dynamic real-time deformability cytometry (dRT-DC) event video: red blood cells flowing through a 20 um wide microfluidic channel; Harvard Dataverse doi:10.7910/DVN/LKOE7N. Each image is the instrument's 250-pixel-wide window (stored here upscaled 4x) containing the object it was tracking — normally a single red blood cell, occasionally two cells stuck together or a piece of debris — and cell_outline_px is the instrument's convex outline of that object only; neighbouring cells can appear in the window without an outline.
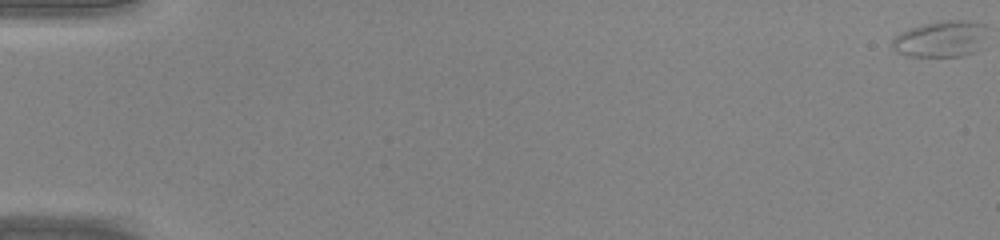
{"species": "common noctule bat (a hibernating species)", "species_latin": "Nyctalus noctula", "temperature_condition": "warm", "stored_images_in_passage": 17, "camera_frame_rate_fps": 3000, "um_per_image_px": 0.085, "animal": {"sex": "male", "body_mass_g": 20.0, "forearm_length_mm": 53.3}, "frame": {"image": 1, "passage_image": 1, "time_ms": 0.0, "image_size_px": [1000, 240], "cell_outline_px": [[984, 48], [964, 56], [908, 56], [896, 52], [892, 48], [892, 40], [900, 32], [908, 28], [924, 24], [944, 20], [964, 20], [984, 24]], "centroid_in_image_um": [79.97, 3.32], "position_along_channel_um": 5.0, "area_um2": 20.23}}
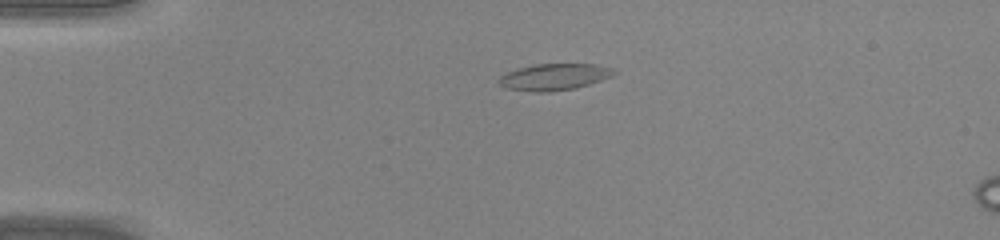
{"frame": {"image": 2, "passage_image": 13, "time_ms": 4.0, "image_size_px": [1000, 240], "cell_outline_px": [[616, 72], [612, 76], [576, 88], [548, 92], [532, 92], [504, 88], [496, 80], [500, 76], [516, 68], [536, 64], [596, 64], [612, 68]], "centroid_in_image_um": [47.06, 6.54], "position_along_channel_um": 37.9, "area_um2": 17.86}}